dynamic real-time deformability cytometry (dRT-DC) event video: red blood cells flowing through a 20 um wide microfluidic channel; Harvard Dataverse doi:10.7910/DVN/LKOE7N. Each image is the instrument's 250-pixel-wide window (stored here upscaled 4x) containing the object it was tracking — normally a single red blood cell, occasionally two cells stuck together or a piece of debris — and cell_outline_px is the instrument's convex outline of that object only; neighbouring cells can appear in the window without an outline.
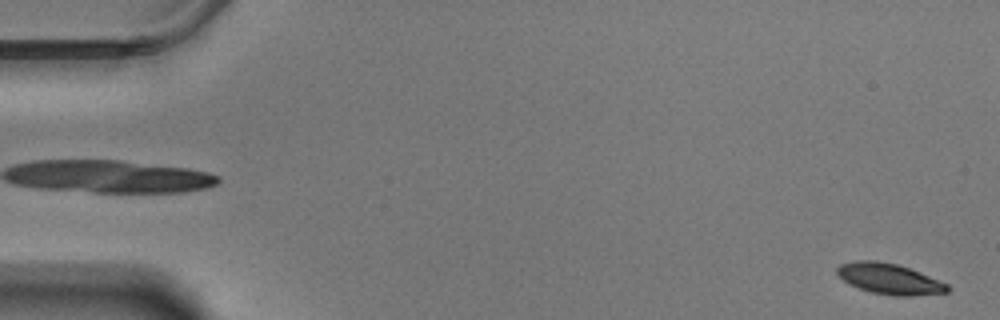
{"species": "Egyptian fruit bat (a non-hibernating species)", "species_latin": "Rousettus aegyptiacus", "temperature_condition": "warm", "stored_images_in_passage": 59, "camera_frame_rate_fps": 3000, "um_per_image_px": 0.085, "animal": {"sex": "male"}, "frame": {"image": 1, "passage_image": 1, "time_ms": 0.0, "image_size_px": [1000, 320], "cell_outline_px": [[952, 288], [948, 292], [912, 296], [892, 296], [872, 292], [848, 284], [836, 272], [836, 268], [840, 264], [856, 260], [876, 260], [896, 264], [920, 272], [948, 284]], "centroid_in_image_um": [75.61, 23.7], "position_along_channel_um": 9.4, "area_um2": 19.77}}
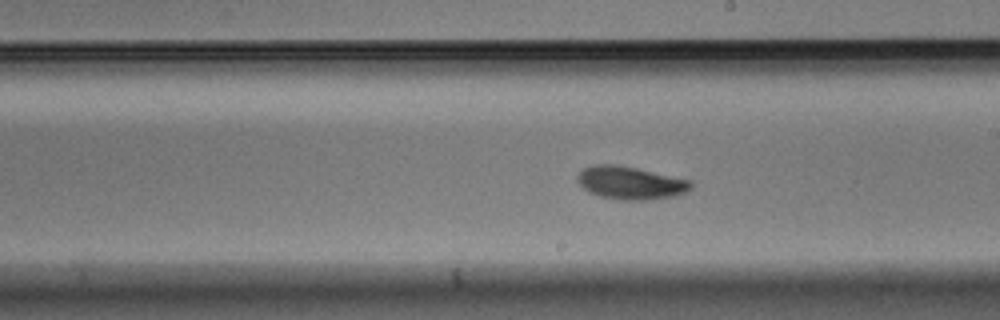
{"frame": {"image": 2, "passage_image": 33, "time_ms": 10.667, "image_size_px": [1000, 320], "cell_outline_px": [[692, 188], [684, 192], [672, 196], [648, 200], [620, 200], [600, 196], [588, 192], [576, 180], [576, 176], [584, 168], [592, 164], [616, 164], [636, 168], [692, 180]], "centroid_in_image_um": [53.56, 15.54], "position_along_channel_um": 235.4, "area_um2": 21.79}}
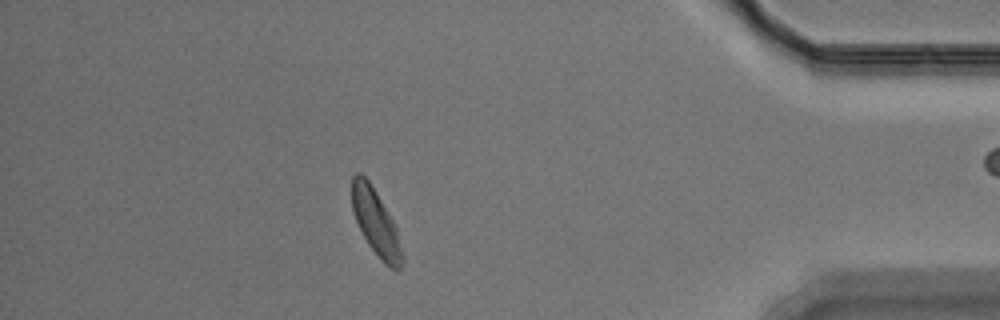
{"frame": {"image": 3, "passage_image": 51, "time_ms": 16.667, "image_size_px": [1000, 320], "cell_outline_px": [[404, 260], [400, 272], [396, 272], [388, 268], [380, 260], [368, 244], [352, 212], [352, 176], [356, 172], [360, 172], [368, 180], [392, 220], [396, 228], [404, 256]], "centroid_in_image_um": [31.97, 19.01], "position_along_channel_um": 403.2, "area_um2": 19.31}, "authors_computed_cell_mechanics": {"area_um2": 20.3456, "velocity_mm_per_s": 3.4795, "shape_relaxation_time_tau1_ms": 2.2552, "shape_relaxation_time_tau2_ms": 9.6366, "deformation_change_tau1": 0.1383, "deformation_change_tau2": 0.1489}}